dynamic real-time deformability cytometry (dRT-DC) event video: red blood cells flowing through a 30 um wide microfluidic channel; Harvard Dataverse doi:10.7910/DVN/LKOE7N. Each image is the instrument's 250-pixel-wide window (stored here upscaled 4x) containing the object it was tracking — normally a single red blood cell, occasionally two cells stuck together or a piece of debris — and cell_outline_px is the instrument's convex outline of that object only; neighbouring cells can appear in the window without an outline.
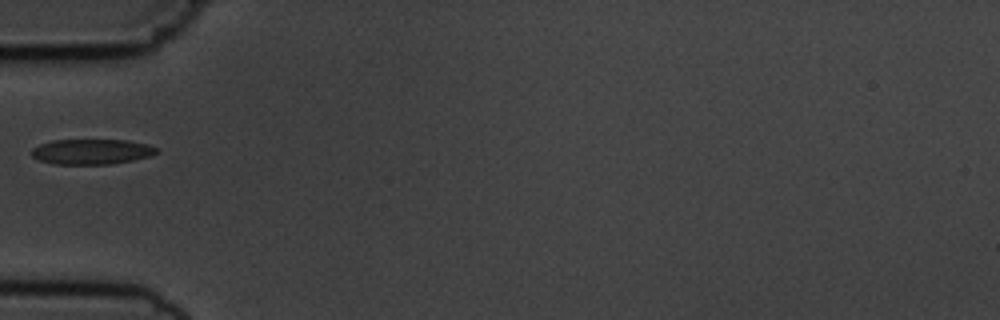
{"species": "common noctule bat (a hibernating species)", "species_latin": "Nyctalus noctula", "temperature_condition": "cold", "stored_images_in_passage": 1, "camera_frame_rate_fps": 3000, "um_per_image_px": 0.085, "animal": {"sex": "male", "body_mass_g": 19.5, "forearm_length_mm": 54.6}, "frame": {"image": 1, "passage_image": 1, "time_ms": 0.0, "image_size_px": [1000, 320], "cell_outline_px": [[160, 152], [152, 156], [112, 164], [52, 164], [40, 160], [32, 156], [32, 148], [40, 144], [52, 140], [128, 140], [148, 144], [160, 148]], "centroid_in_image_um": [7.85, 12.89], "position_along_channel_um": 77.1, "area_um2": 18.61}}